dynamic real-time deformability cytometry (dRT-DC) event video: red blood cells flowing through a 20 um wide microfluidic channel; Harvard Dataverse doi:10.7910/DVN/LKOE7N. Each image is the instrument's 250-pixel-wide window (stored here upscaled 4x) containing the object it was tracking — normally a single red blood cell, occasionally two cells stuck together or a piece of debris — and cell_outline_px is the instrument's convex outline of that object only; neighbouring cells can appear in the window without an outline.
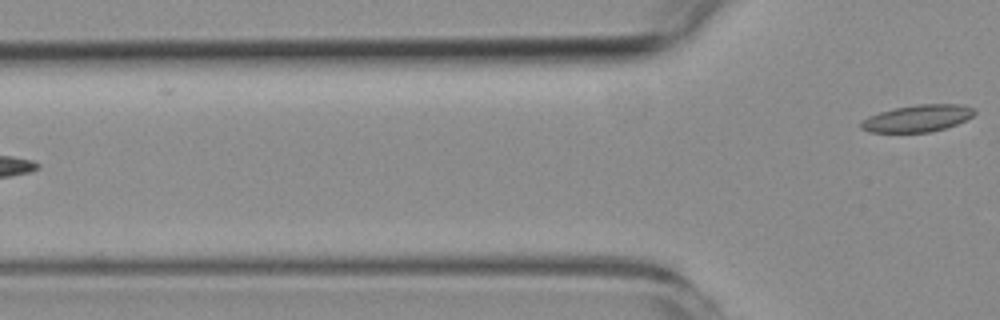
{"species": "common noctule bat (a hibernating species)", "species_latin": "Nyctalus noctula", "temperature_condition": "room temperature", "stored_images_in_passage": 6, "camera_frame_rate_fps": 3000, "um_per_image_px": 0.085, "animal": {"sex": "female", "body_mass_g": 19.3, "forearm_length_mm": 54.1}, "frame": {"image": 1, "passage_image": 6, "time_ms": 6.333, "image_size_px": [1000, 320], "cell_outline_px": [[976, 112], [972, 116], [956, 124], [944, 128], [928, 132], [872, 132], [860, 128], [860, 120], [868, 116], [880, 112], [896, 108], [916, 104], [960, 104], [976, 108]], "centroid_in_image_um": [77.98, 10.05], "position_along_channel_um": 47.8, "area_um2": 17.74}}